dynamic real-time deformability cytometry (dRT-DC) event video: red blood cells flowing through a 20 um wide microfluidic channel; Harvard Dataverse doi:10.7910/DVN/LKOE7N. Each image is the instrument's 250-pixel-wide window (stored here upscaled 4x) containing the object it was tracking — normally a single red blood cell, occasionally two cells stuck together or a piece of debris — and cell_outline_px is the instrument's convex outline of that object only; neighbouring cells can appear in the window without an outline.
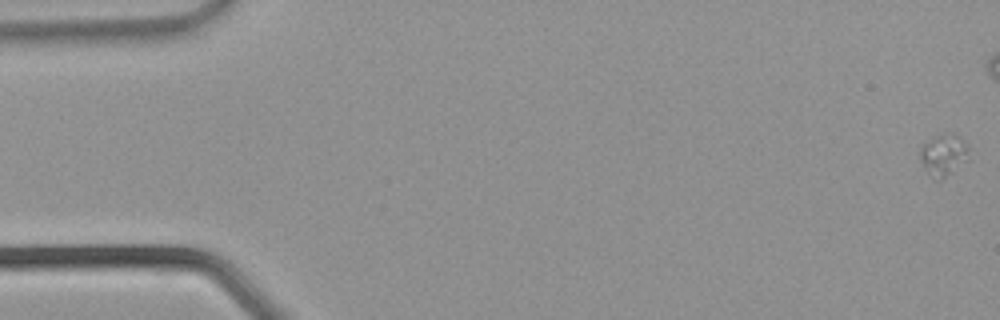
{"species": "common noctule bat (a hibernating species)", "species_latin": "Nyctalus noctula", "temperature_condition": "warm", "stored_images_in_passage": 39, "camera_frame_rate_fps": 3000, "um_per_image_px": 0.085, "animal": {"sex": "male", "body_mass_g": 21.5, "forearm_length_mm": 52.0}, "frame": {"image": 1, "passage_image": 1, "time_ms": 0.0, "image_size_px": [1000, 320], "cell_outline_px": [[972, 160], [940, 180], [936, 180], [924, 164], [920, 156], [920, 148], [928, 140], [936, 136], [956, 136], [968, 144]], "centroid_in_image_um": [80.31, 13.21], "position_along_channel_um": 4.7, "area_um2": 11.56}}